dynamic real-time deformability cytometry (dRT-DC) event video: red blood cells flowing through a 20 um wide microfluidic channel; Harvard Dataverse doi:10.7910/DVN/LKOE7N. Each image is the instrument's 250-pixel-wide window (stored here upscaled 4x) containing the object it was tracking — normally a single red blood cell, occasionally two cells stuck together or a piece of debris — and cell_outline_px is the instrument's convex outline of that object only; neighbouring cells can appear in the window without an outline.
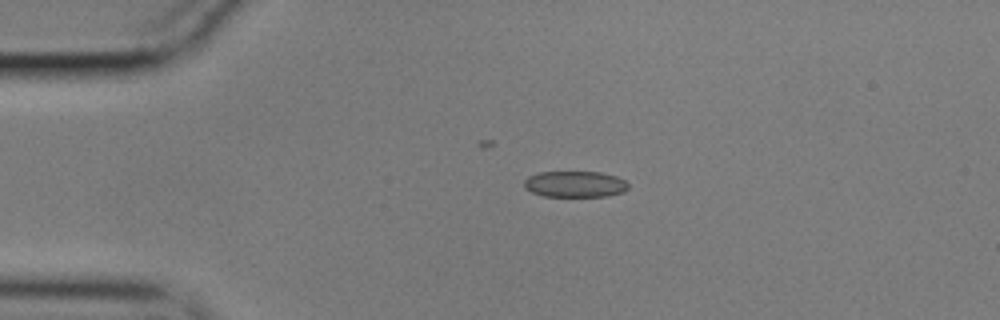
{"species": "common noctule bat (a hibernating species)", "species_latin": "Nyctalus noctula", "temperature_condition": "cold", "stored_images_in_passage": 47, "camera_frame_rate_fps": 3000, "um_per_image_px": 0.085, "animal": {"sex": "male", "body_mass_g": 17.9}, "frame": {"image": 1, "passage_image": 3, "time_ms": 0.667, "image_size_px": [1000, 320], "cell_outline_px": [[628, 188], [624, 192], [608, 196], [544, 196], [532, 192], [524, 188], [524, 180], [528, 176], [540, 172], [600, 172], [616, 176], [624, 180], [628, 184]], "centroid_in_image_um": [48.87, 15.65], "position_along_channel_um": 36.1, "area_um2": 15.9}}
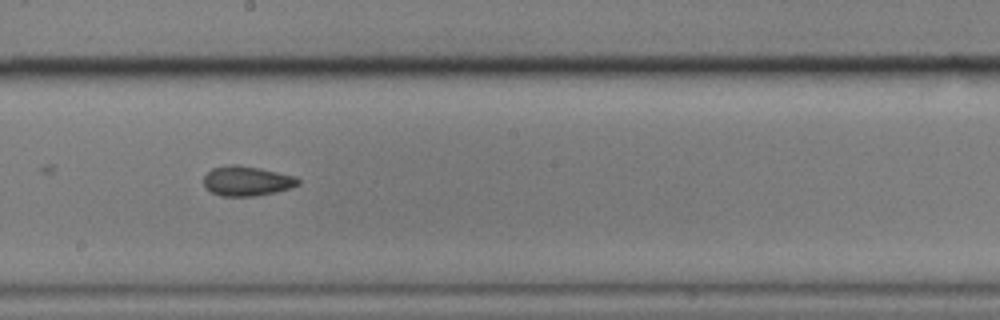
{"frame": {"image": 2, "passage_image": 22, "time_ms": 7.0, "image_size_px": [1000, 320], "cell_outline_px": [[300, 184], [292, 188], [276, 192], [256, 196], [220, 196], [204, 188], [204, 176], [212, 168], [232, 164], [236, 164], [260, 168], [296, 176], [300, 180]], "centroid_in_image_um": [21.0, 15.39], "position_along_channel_um": 227.2, "area_um2": 16.59}}
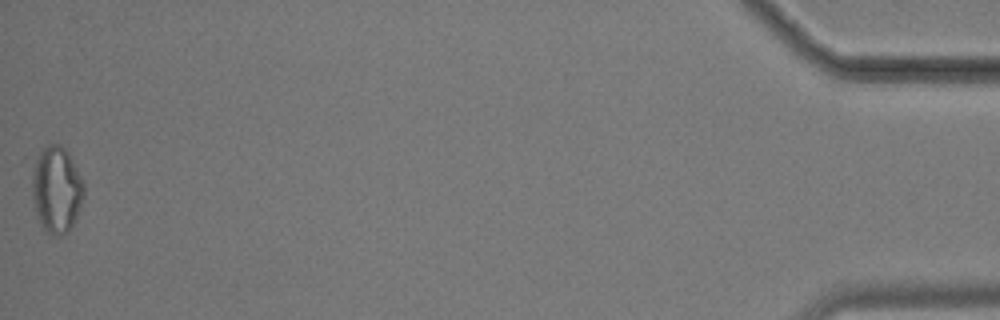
{"frame": {"image": 3, "passage_image": 47, "time_ms": 15.333, "image_size_px": [1000, 320], "cell_outline_px": [[84, 196], [76, 220], [68, 232], [60, 236], [52, 236], [40, 224], [36, 212], [32, 196], [32, 156], [48, 144], [60, 144], [68, 152], [84, 184]], "centroid_in_image_um": [4.78, 16.09], "position_along_channel_um": 430.4, "area_um2": 26.59}, "authors_computed_cell_mechanics": {"area_um2": 16.5886, "velocity_mm_per_s": 3.5612, "shape_relaxation_time_tau1_ms": 9.0161, "shape_relaxation_time_tau2_ms": 9.2742, "deformation_change_tau1": 0.0977, "deformation_change_tau2": 0.1262}}